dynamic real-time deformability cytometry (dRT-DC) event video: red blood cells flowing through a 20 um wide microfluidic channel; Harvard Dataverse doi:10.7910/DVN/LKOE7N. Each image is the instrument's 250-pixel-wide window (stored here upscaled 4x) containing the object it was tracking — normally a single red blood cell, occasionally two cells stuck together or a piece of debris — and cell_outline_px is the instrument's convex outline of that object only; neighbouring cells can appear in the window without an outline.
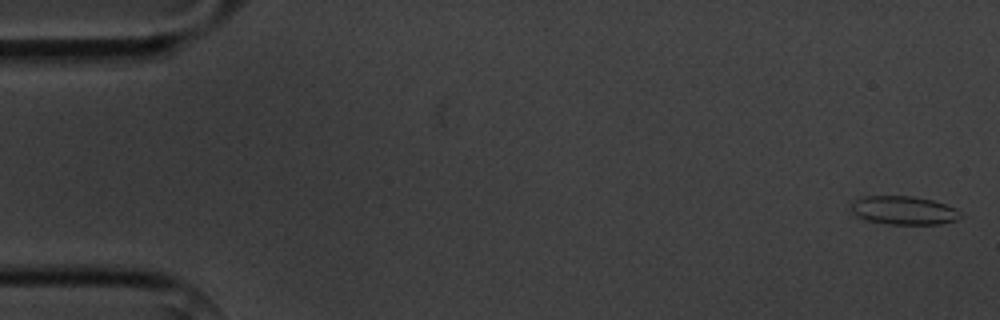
{"species": "common noctule bat (a hibernating species)", "species_latin": "Nyctalus noctula", "temperature_condition": "cold", "stored_images_in_passage": 3, "camera_frame_rate_fps": 3000, "um_per_image_px": 0.085, "animal": {"sex": "male", "body_mass_g": 20.1, "forearm_length_mm": 53.5}, "frame": {"image": 1, "passage_image": 1, "time_ms": 0.0, "image_size_px": [1000, 320], "cell_outline_px": [[964, 216], [956, 220], [940, 224], [888, 224], [864, 220], [852, 212], [848, 204], [864, 196], [912, 196], [932, 200], [956, 208]], "centroid_in_image_um": [76.8, 17.88], "position_along_channel_um": 8.2, "area_um2": 18.32}}